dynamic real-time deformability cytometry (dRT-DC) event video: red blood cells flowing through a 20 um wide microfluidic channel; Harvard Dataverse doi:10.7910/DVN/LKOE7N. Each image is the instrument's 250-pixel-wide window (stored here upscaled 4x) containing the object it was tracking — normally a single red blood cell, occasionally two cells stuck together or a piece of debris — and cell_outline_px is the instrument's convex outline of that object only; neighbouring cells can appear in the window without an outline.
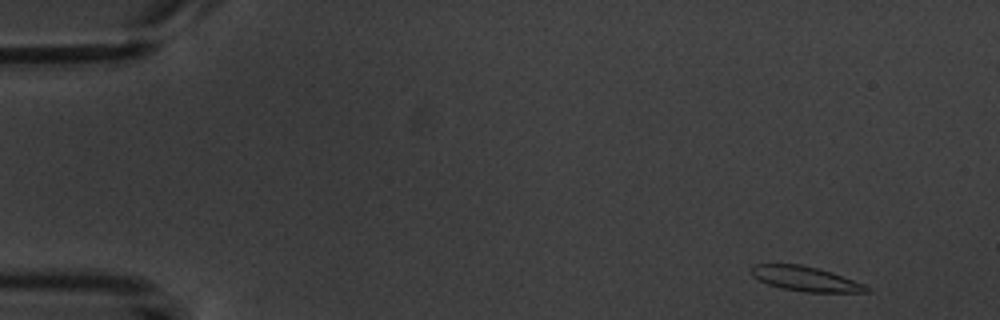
{"species": "common noctule bat (a hibernating species)", "species_latin": "Nyctalus noctula", "temperature_condition": "warm", "stored_images_in_passage": 15, "camera_frame_rate_fps": 3000, "um_per_image_px": 0.085, "animal": {"sex": "male", "body_mass_g": 20.1, "forearm_length_mm": 53.5}, "frame": {"image": 1, "passage_image": 1, "time_ms": 0.0, "image_size_px": [1000, 320], "cell_outline_px": [[872, 292], [804, 292], [780, 288], [768, 284], [752, 276], [752, 264], [800, 264], [816, 268], [864, 284], [872, 288]], "centroid_in_image_um": [68.46, 23.71], "position_along_channel_um": 16.5, "area_um2": 16.36}}
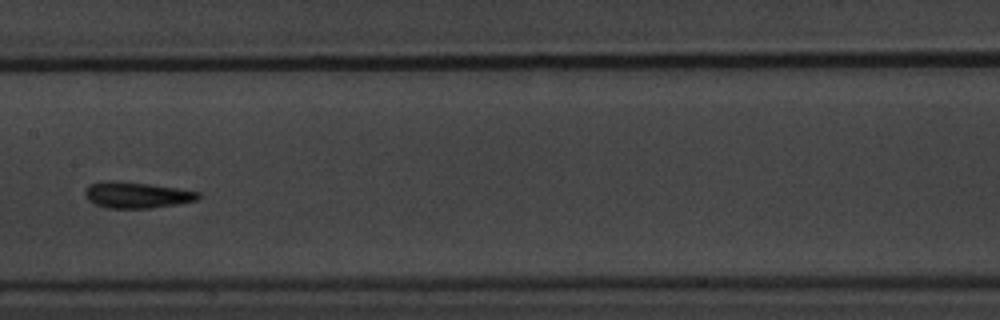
{"frame": {"image": 2, "passage_image": 7, "time_ms": 8.0, "image_size_px": [1000, 320], "cell_outline_px": [[200, 196], [196, 200], [176, 204], [152, 208], [108, 208], [96, 204], [88, 200], [84, 196], [84, 192], [88, 184], [100, 180], [116, 180], [148, 184], [176, 188], [200, 192]], "centroid_in_image_um": [11.55, 16.56], "position_along_channel_um": 195.9, "area_um2": 17.34}}
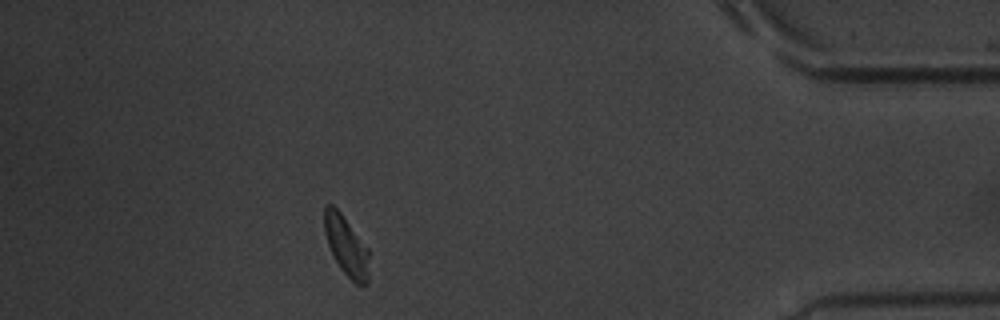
{"frame": {"image": 3, "passage_image": 13, "time_ms": 15.0, "image_size_px": [1000, 320], "cell_outline_px": [[368, 284], [356, 284], [340, 268], [328, 244], [324, 232], [324, 204], [332, 204], [340, 212], [368, 248]], "centroid_in_image_um": [29.42, 20.87], "position_along_channel_um": 405.8, "area_um2": 15.26}, "authors_computed_cell_mechanics": {"area_um2": 16.3574, "velocity_mm_per_s": 3.6402, "shape_relaxation_time_tau1_ms": 2.2851, "shape_relaxation_time_tau2_ms": 1.5076, "deformation_change_tau1": 0.1269, "deformation_change_tau2": 0.0851}}